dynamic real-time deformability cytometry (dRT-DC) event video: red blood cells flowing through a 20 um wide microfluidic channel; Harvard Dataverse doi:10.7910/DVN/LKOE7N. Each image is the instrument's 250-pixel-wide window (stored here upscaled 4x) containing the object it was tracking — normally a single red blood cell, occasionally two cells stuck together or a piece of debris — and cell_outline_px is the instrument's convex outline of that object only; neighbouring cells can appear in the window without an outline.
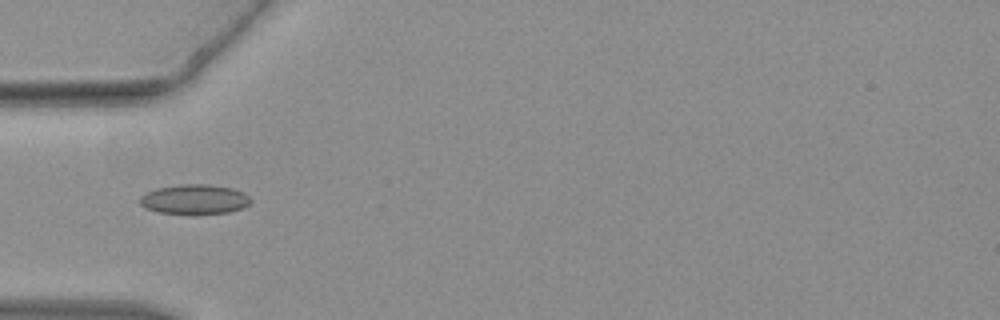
{"species": "common noctule bat (a hibernating species)", "species_latin": "Nyctalus noctula", "temperature_condition": "warm", "stored_images_in_passage": 46, "camera_frame_rate_fps": 3000, "um_per_image_px": 0.085, "animal": {"sex": "female", "body_mass_g": 19.3, "forearm_length_mm": 54.1}, "frame": {"image": 1, "passage_image": 15, "time_ms": 4.667, "image_size_px": [1000, 320], "cell_outline_px": [[252, 200], [244, 208], [228, 212], [160, 212], [144, 208], [140, 204], [140, 196], [156, 188], [180, 184], [208, 184], [232, 188], [244, 192]], "centroid_in_image_um": [16.54, 16.91], "position_along_channel_um": 68.5, "area_um2": 18.73}}
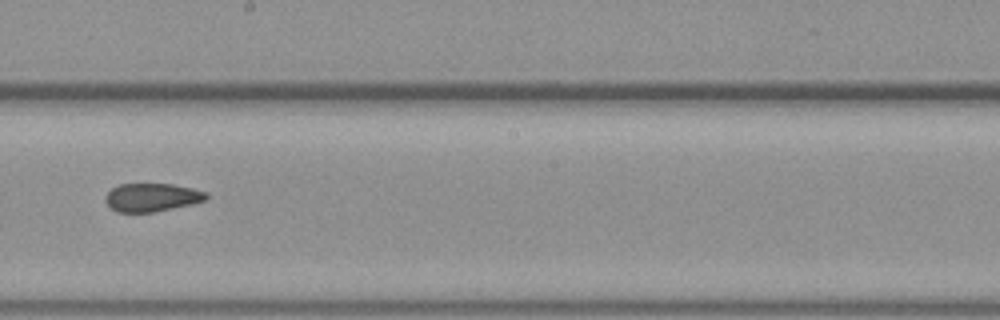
{"frame": {"image": 2, "passage_image": 26, "time_ms": 8.333, "image_size_px": [1000, 320], "cell_outline_px": [[208, 200], [192, 204], [152, 212], [116, 212], [104, 200], [104, 196], [112, 188], [120, 184], [172, 184], [192, 188], [208, 192]], "centroid_in_image_um": [12.93, 16.77], "position_along_channel_um": 235.3, "area_um2": 16.65}}
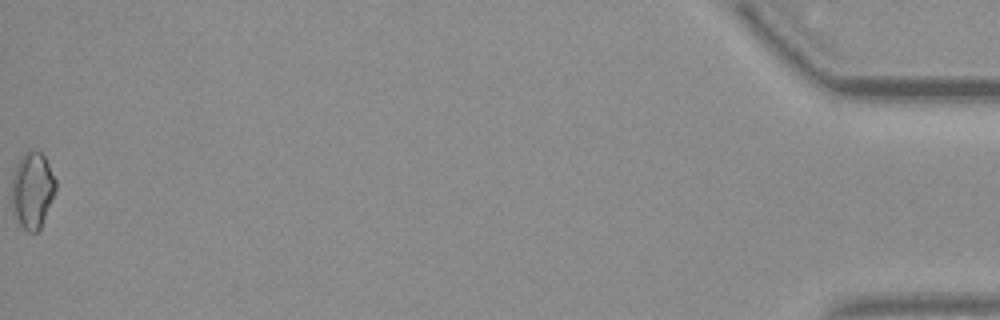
{"frame": {"image": 3, "passage_image": 46, "time_ms": 15.0, "image_size_px": [1000, 320], "cell_outline_px": [[56, 188], [52, 200], [40, 228], [36, 232], [28, 232], [16, 220], [12, 208], [12, 176], [16, 164], [24, 152], [28, 148], [40, 152], [44, 156], [56, 180]], "centroid_in_image_um": [2.74, 16.14], "position_along_channel_um": 432.5, "area_um2": 19.59}}